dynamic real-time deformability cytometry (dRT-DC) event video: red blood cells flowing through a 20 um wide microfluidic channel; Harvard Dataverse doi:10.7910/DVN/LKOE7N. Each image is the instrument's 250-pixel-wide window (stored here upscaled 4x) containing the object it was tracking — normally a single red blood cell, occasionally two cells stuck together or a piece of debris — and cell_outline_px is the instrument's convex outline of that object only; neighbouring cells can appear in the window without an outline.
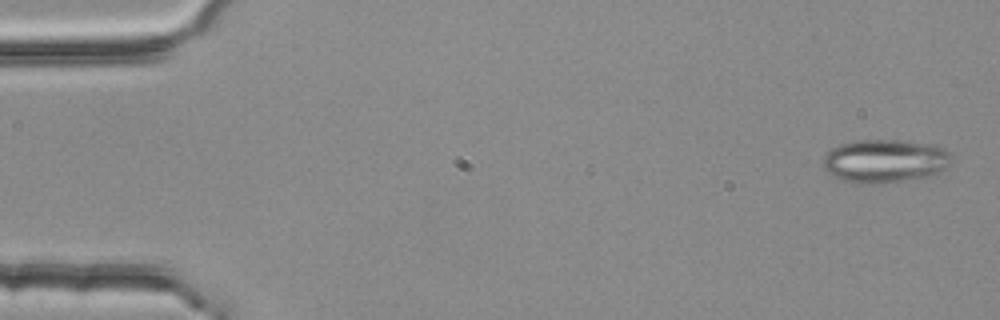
{"species": "common noctule bat (a hibernating species)", "species_latin": "Nyctalus noctula", "temperature_condition": "room temperature", "stored_images_in_passage": 4, "camera_frame_rate_fps": 3000, "um_per_image_px": 0.085, "animal": {"sex": "female", "body_mass_g": 25.1}, "frame": {"image": 1, "passage_image": 1, "time_ms": 0.0, "image_size_px": [1000, 320], "cell_outline_px": [[952, 156], [948, 164], [936, 176], [884, 184], [868, 184], [844, 180], [828, 172], [824, 168], [824, 156], [832, 148], [840, 144], [864, 140], [900, 140], [936, 144], [944, 148]], "centroid_in_image_um": [75.29, 13.69], "position_along_channel_um": 9.7, "area_um2": 32.66}}